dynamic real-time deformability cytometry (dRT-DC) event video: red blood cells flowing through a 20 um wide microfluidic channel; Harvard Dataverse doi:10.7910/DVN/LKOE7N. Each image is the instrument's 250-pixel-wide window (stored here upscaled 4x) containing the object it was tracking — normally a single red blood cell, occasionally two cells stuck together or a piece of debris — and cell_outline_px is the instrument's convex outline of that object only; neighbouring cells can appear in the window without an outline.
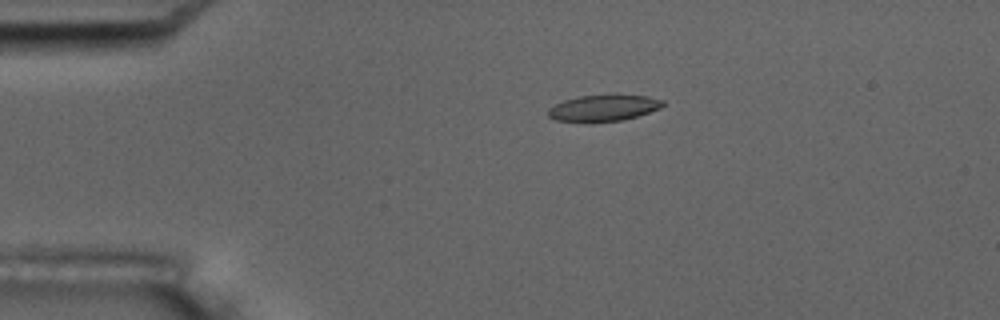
{"species": "common noctule bat (a hibernating species)", "species_latin": "Nyctalus noctula", "temperature_condition": "room temperature", "stored_images_in_passage": 7, "camera_frame_rate_fps": 3000, "um_per_image_px": 0.085, "animal": {"sex": "male", "body_mass_g": 17.5, "forearm_length_mm": 52.3}, "frame": {"image": 1, "passage_image": 1, "time_ms": 0.0, "image_size_px": [1000, 320], "cell_outline_px": [[664, 104], [660, 108], [636, 116], [620, 120], [556, 120], [548, 116], [548, 108], [564, 100], [580, 96], [608, 92], [616, 92], [648, 96], [664, 100]], "centroid_in_image_um": [51.36, 9.09], "position_along_channel_um": 33.6, "area_um2": 17.69}}
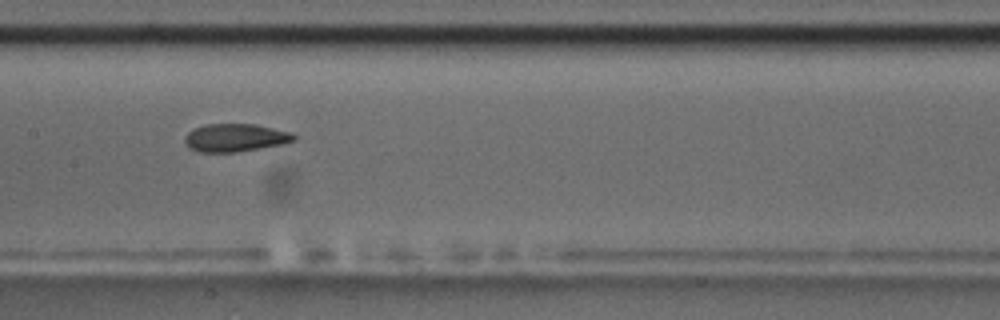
{"frame": {"image": 2, "passage_image": 6, "time_ms": 5.667, "image_size_px": [1000, 320], "cell_outline_px": [[296, 140], [284, 144], [236, 152], [200, 152], [188, 148], [184, 144], [184, 136], [192, 128], [204, 124], [256, 124], [292, 132], [296, 136]], "centroid_in_image_um": [19.98, 11.7], "position_along_channel_um": 187.4, "area_um2": 18.09}}